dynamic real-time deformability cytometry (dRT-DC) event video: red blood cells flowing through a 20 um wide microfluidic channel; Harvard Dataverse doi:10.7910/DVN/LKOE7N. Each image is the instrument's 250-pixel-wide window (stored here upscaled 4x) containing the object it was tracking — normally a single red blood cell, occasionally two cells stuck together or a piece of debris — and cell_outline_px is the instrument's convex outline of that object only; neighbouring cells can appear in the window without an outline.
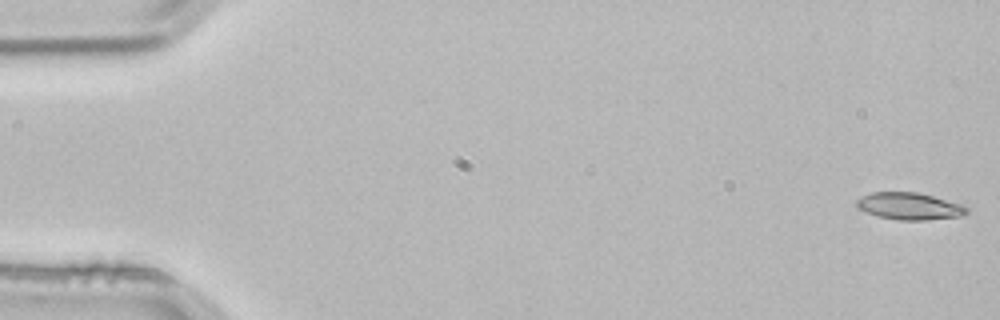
{"species": "common noctule bat (a hibernating species)", "species_latin": "Nyctalus noctula", "temperature_condition": "room temperature", "stored_images_in_passage": 5, "camera_frame_rate_fps": 3000, "um_per_image_px": 0.085, "animal": {"sex": "male", "body_mass_g": 21.5, "forearm_length_mm": 52.0}, "frame": {"image": 1, "passage_image": 1, "time_ms": 0.0, "image_size_px": [1000, 320], "cell_outline_px": [[968, 212], [960, 216], [924, 220], [900, 220], [880, 216], [856, 208], [856, 200], [872, 192], [916, 192], [932, 196], [960, 204], [968, 208]], "centroid_in_image_um": [77.29, 17.52], "position_along_channel_um": 7.7, "area_um2": 16.99}}